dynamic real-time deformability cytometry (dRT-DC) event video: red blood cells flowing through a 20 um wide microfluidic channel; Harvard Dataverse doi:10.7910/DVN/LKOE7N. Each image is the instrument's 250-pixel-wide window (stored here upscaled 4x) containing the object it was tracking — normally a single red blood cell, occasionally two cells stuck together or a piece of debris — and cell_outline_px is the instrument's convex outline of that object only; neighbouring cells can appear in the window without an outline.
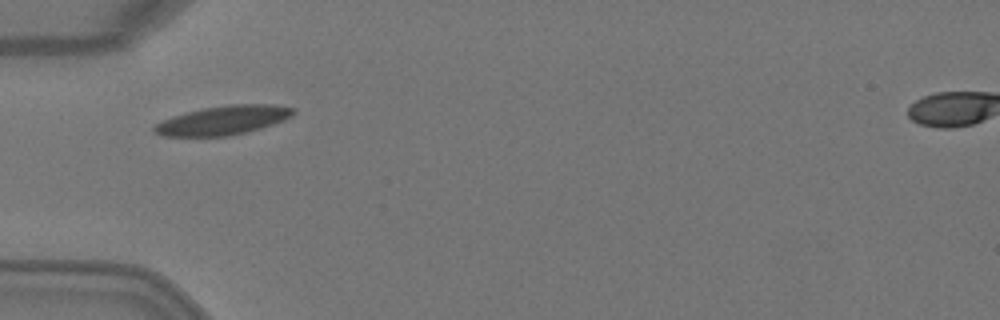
{"species": "Egyptian fruit bat (a non-hibernating species)", "species_latin": "Rousettus aegyptiacus", "temperature_condition": "warm", "stored_images_in_passage": 2, "camera_frame_rate_fps": 3000, "um_per_image_px": 0.085, "animal": {"sex": "female"}, "frame": {"image": 1, "passage_image": 1, "time_ms": 0.0, "image_size_px": [1000, 320], "cell_outline_px": [[296, 112], [292, 116], [284, 120], [260, 128], [228, 136], [160, 136], [152, 132], [152, 124], [172, 116], [204, 108], [232, 104], [272, 104], [296, 108]], "centroid_in_image_um": [18.93, 10.22], "position_along_channel_um": 66.1, "area_um2": 23.58}}